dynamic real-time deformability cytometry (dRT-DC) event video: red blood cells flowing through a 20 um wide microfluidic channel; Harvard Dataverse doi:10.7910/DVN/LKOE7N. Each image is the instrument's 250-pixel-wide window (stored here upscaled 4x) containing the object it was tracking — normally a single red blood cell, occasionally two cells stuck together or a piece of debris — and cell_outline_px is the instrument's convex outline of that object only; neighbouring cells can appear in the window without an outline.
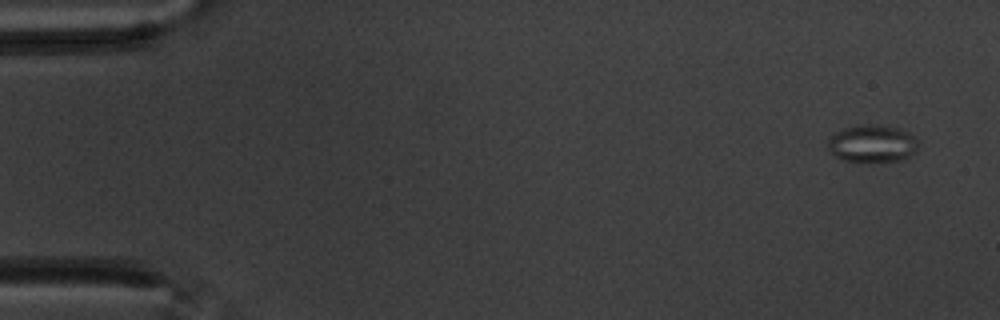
{"species": "common noctule bat (a hibernating species)", "species_latin": "Nyctalus noctula", "temperature_condition": "warm", "stored_images_in_passage": 56, "camera_frame_rate_fps": 3000, "um_per_image_px": 0.085, "animal": {"sex": "male", "body_mass_g": 20.1, "forearm_length_mm": 53.5}, "frame": {"image": 1, "passage_image": 1, "time_ms": 0.0, "image_size_px": [1000, 320], "cell_outline_px": [[916, 152], [908, 156], [896, 160], [844, 160], [828, 152], [828, 140], [836, 132], [844, 128], [864, 124], [900, 128], [908, 132], [916, 140]], "centroid_in_image_um": [74.1, 12.18], "position_along_channel_um": 10.9, "area_um2": 19.02}}
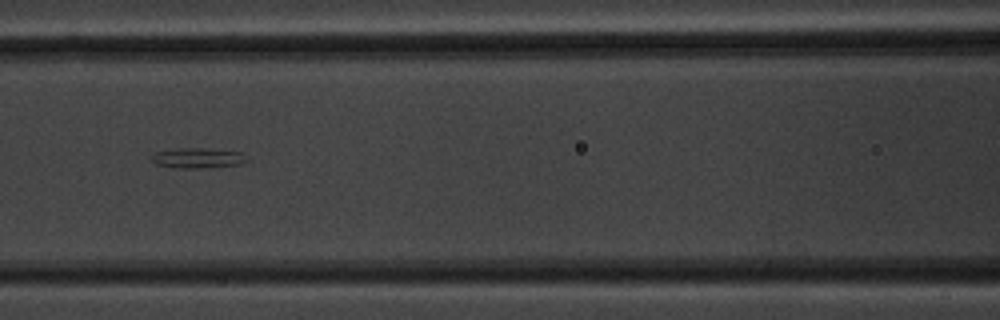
{"frame": {"image": 2, "passage_image": 24, "time_ms": 7.667, "image_size_px": [1000, 320], "cell_outline_px": [[248, 160], [240, 164], [196, 168], [176, 168], [156, 164], [152, 160], [152, 156], [156, 152], [180, 148], [200, 148], [244, 152]], "centroid_in_image_um": [16.83, 13.43], "position_along_channel_um": 149.8, "area_um2": 11.04}}
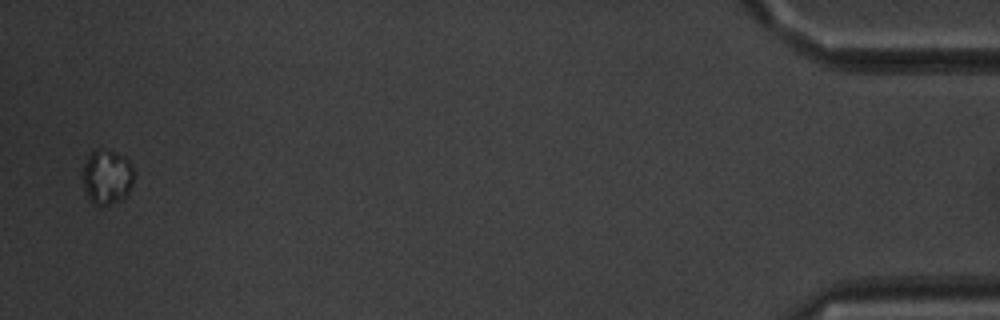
{"frame": {"image": 3, "passage_image": 55, "time_ms": 18.0, "image_size_px": [1000, 320], "cell_outline_px": [[136, 176], [128, 196], [120, 200], [100, 208], [88, 200], [84, 188], [84, 164], [88, 156], [96, 148], [100, 148], [124, 156], [132, 164], [136, 172]], "centroid_in_image_um": [9.14, 15.08], "position_along_channel_um": 426.1, "area_um2": 16.82}}